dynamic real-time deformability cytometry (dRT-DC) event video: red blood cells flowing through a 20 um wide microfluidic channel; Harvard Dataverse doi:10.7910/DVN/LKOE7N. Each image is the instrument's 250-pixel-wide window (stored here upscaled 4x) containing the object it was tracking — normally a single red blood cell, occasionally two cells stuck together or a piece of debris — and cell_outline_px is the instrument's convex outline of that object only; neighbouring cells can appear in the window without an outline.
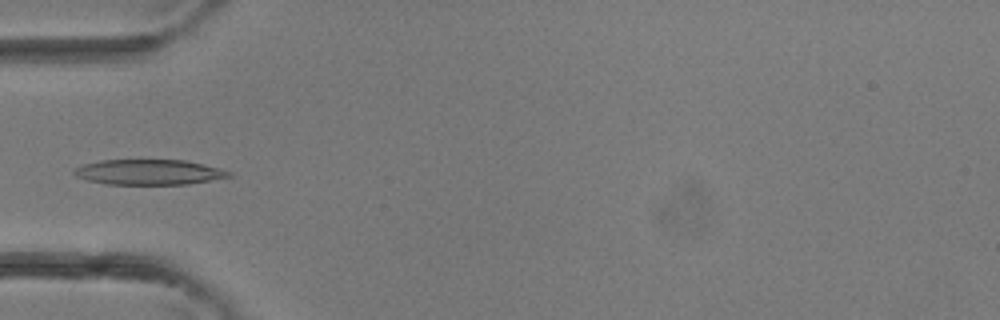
{"species": "common noctule bat (a hibernating species)", "species_latin": "Nyctalus noctula", "temperature_condition": "room temperature", "stored_images_in_passage": 3, "camera_frame_rate_fps": 3000, "um_per_image_px": 0.085, "animal": {"sex": "female"}, "frame": {"image": 1, "passage_image": 3, "time_ms": 0.667, "image_size_px": [1000, 320], "cell_outline_px": [[232, 176], [188, 184], [108, 184], [88, 180], [76, 176], [72, 172], [76, 168], [84, 164], [100, 160], [188, 160], [204, 164], [232, 172]], "centroid_in_image_um": [12.67, 14.62], "position_along_channel_um": 72.3, "area_um2": 22.66}}